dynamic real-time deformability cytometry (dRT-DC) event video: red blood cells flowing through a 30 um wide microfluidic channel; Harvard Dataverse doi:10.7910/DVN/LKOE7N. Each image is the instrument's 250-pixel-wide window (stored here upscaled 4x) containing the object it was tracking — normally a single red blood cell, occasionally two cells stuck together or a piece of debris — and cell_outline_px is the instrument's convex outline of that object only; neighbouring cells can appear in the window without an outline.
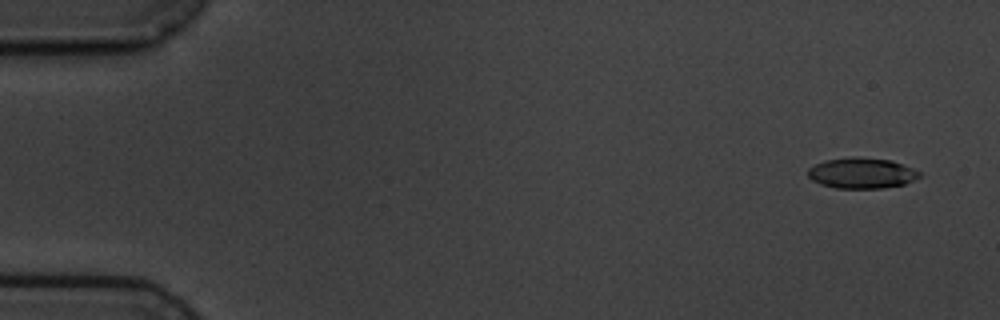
{"species": "common noctule bat (a hibernating species)", "species_latin": "Nyctalus noctula", "temperature_condition": "cold", "stored_images_in_passage": 5, "camera_frame_rate_fps": 3000, "um_per_image_px": 0.085, "animal": {"sex": "male", "body_mass_g": 19.5, "forearm_length_mm": 54.6}, "frame": {"image": 1, "passage_image": 1, "time_ms": 0.0, "image_size_px": [1000, 320], "cell_outline_px": [[920, 176], [904, 184], [880, 188], [836, 188], [820, 184], [812, 180], [808, 176], [808, 168], [824, 160], [852, 156], [856, 156], [892, 160], [912, 168], [920, 172]], "centroid_in_image_um": [73.21, 14.7], "position_along_channel_um": 11.8, "area_um2": 19.94}}
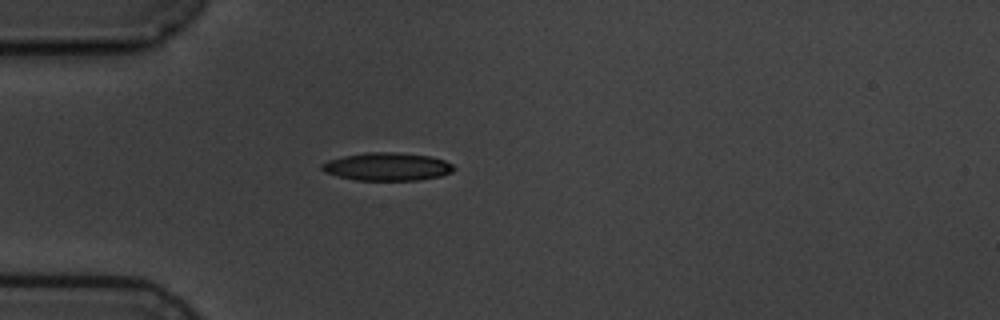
{"frame": {"image": 2, "passage_image": 4, "time_ms": 4.333, "image_size_px": [1000, 320], "cell_outline_px": [[456, 168], [452, 172], [440, 176], [420, 180], [356, 180], [324, 172], [320, 168], [320, 164], [328, 160], [344, 156], [364, 152], [396, 152], [432, 156], [444, 160], [452, 164]], "centroid_in_image_um": [32.92, 14.16], "position_along_channel_um": 52.1, "area_um2": 21.62}}